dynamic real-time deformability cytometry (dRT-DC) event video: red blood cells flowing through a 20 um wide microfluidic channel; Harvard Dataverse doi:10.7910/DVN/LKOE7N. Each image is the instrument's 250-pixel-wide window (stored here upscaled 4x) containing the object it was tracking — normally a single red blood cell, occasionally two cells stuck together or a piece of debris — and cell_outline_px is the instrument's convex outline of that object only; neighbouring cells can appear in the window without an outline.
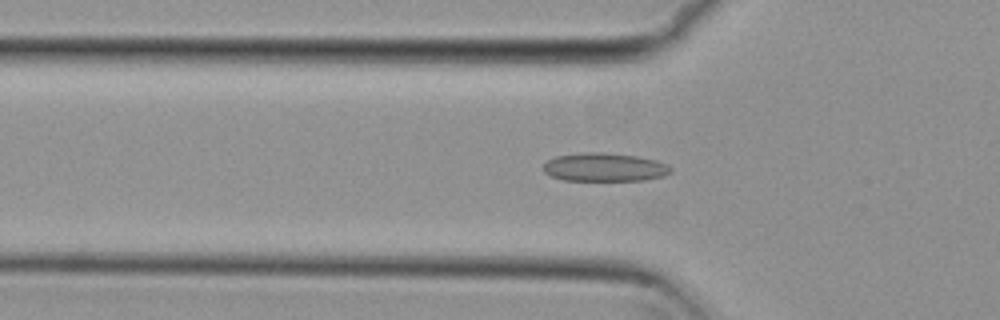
{"species": "common noctule bat (a hibernating species)", "species_latin": "Nyctalus noctula", "temperature_condition": "cold", "stored_images_in_passage": 53, "camera_frame_rate_fps": 3000, "um_per_image_px": 0.085, "animal": {"sex": "female", "body_mass_g": 29.2, "forearm_length_mm": 56.3}, "frame": {"image": 1, "passage_image": 16, "time_ms": 5.0, "image_size_px": [1000, 320], "cell_outline_px": [[672, 172], [664, 176], [644, 180], [564, 180], [552, 176], [544, 172], [544, 164], [548, 160], [556, 156], [584, 152], [600, 152], [636, 156], [656, 160], [668, 164], [672, 168]], "centroid_in_image_um": [51.42, 14.21], "position_along_channel_um": 74.4, "area_um2": 21.04}}
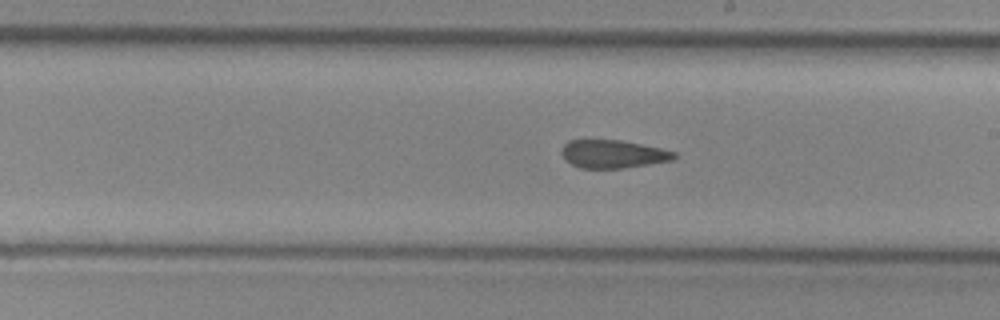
{"frame": {"image": 2, "passage_image": 29, "time_ms": 9.333, "image_size_px": [1000, 320], "cell_outline_px": [[676, 156], [672, 160], [624, 168], [580, 168], [564, 160], [560, 152], [560, 148], [568, 140], [620, 140], [660, 148], [676, 152]], "centroid_in_image_um": [52.04, 13.09], "position_along_channel_um": 237.0, "area_um2": 18.44}}
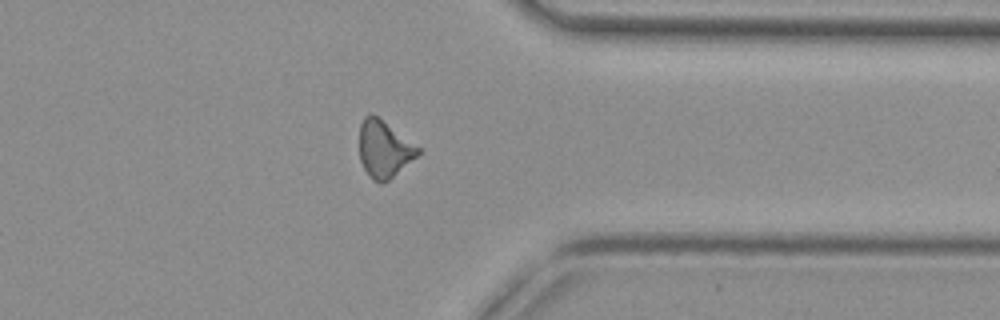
{"frame": {"image": 3, "passage_image": 41, "time_ms": 13.333, "image_size_px": [1000, 320], "cell_outline_px": [[420, 152], [416, 156], [388, 180], [380, 184], [372, 180], [368, 176], [360, 160], [360, 124], [364, 116], [368, 112], [372, 112], [420, 148]], "centroid_in_image_um": [32.6, 12.65], "position_along_channel_um": 378.8, "area_um2": 19.25}, "authors_computed_cell_mechanics": {"area_um2": 19.8832, "velocity_mm_per_s": 3.7377, "shape_relaxation_time_tau1_ms": null, "shape_relaxation_time_tau2_ms": 4.5281, "deformation_change_tau1": null, "deformation_change_tau2": 0.1118}}